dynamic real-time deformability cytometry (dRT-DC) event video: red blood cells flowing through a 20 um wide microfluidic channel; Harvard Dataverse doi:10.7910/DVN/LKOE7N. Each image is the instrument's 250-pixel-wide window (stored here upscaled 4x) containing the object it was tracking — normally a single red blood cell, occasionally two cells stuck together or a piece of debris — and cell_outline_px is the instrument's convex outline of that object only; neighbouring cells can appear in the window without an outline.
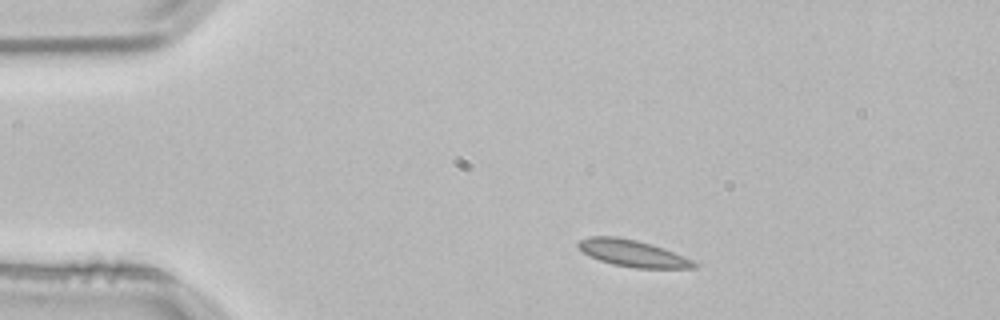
{"species": "common noctule bat (a hibernating species)", "species_latin": "Nyctalus noctula", "temperature_condition": "room temperature", "stored_images_in_passage": 45, "camera_frame_rate_fps": 3000, "um_per_image_px": 0.085, "animal": {"sex": "male", "body_mass_g": 21.5, "forearm_length_mm": 52.0}, "frame": {"image": 1, "passage_image": 1, "time_ms": 0.0, "image_size_px": [1000, 320], "cell_outline_px": [[700, 264], [696, 268], [636, 268], [612, 264], [600, 260], [584, 252], [576, 244], [580, 240], [588, 236], [616, 236], [636, 240], [652, 244], [664, 248], [684, 256]], "centroid_in_image_um": [53.82, 21.53], "position_along_channel_um": 31.2, "area_um2": 17.98}}
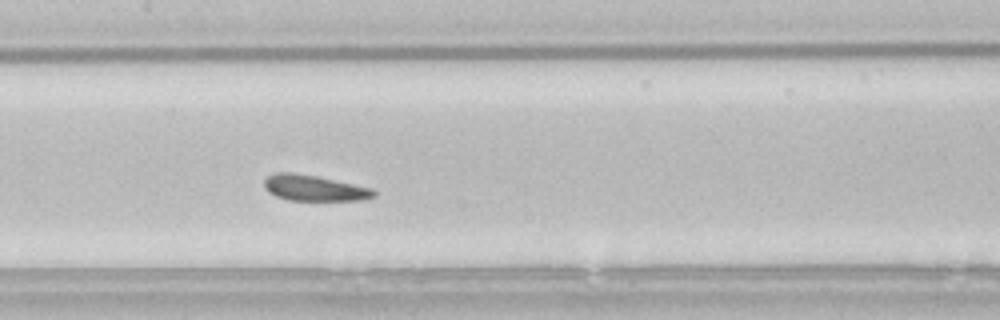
{"frame": {"image": 2, "passage_image": 17, "time_ms": 5.333, "image_size_px": [1000, 320], "cell_outline_px": [[376, 196], [364, 200], [288, 200], [276, 196], [268, 192], [264, 188], [264, 180], [268, 176], [276, 172], [292, 172], [316, 176], [372, 188], [376, 192]], "centroid_in_image_um": [26.69, 15.98], "position_along_channel_um": 180.7, "area_um2": 16.47}}
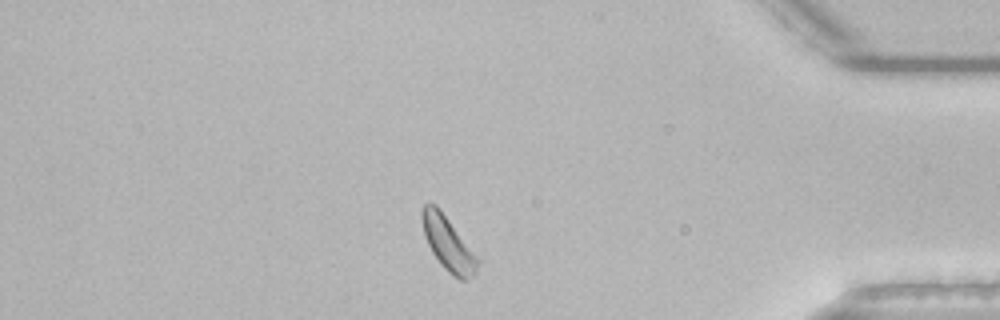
{"frame": {"image": 3, "passage_image": 37, "time_ms": 12.0, "image_size_px": [1000, 320], "cell_outline_px": [[480, 260], [476, 272], [472, 276], [464, 280], [460, 280], [448, 272], [440, 264], [432, 252], [424, 236], [420, 216], [420, 212], [424, 204], [436, 204]], "centroid_in_image_um": [38.06, 20.71], "position_along_channel_um": 397.1, "area_um2": 17.28}, "authors_computed_cell_mechanics": {"area_um2": 16.9354, "velocity_mm_per_s": 3.7763, "shape_relaxation_time_tau1_ms": 3.5404, "shape_relaxation_time_tau2_ms": null, "deformation_change_tau1": 0.0684, "deformation_change_tau2": null}}